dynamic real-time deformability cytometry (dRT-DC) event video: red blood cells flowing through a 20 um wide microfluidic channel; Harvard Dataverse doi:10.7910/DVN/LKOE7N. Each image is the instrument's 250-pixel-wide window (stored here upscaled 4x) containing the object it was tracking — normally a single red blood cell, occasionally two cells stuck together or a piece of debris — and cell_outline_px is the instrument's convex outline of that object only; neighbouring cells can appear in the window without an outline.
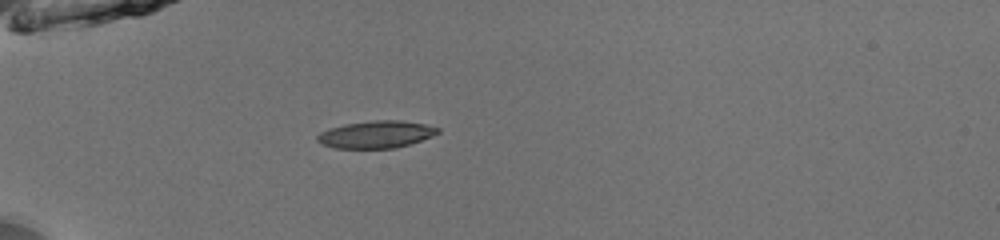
{"species": "common noctule bat (a hibernating species)", "species_latin": "Nyctalus noctula", "temperature_condition": "room temperature", "stored_images_in_passage": 36, "camera_frame_rate_fps": 3000, "um_per_image_px": 0.085, "animal": {"sex": "male", "body_mass_g": 13.0, "forearm_length_mm": 53.1}, "frame": {"image": 1, "passage_image": 1, "time_ms": 0.0, "image_size_px": [1000, 240], "cell_outline_px": [[440, 132], [432, 136], [396, 148], [332, 148], [316, 140], [316, 136], [320, 132], [328, 128], [344, 124], [372, 120], [400, 120], [424, 124], [440, 128]], "centroid_in_image_um": [31.94, 11.42], "position_along_channel_um": 53.1, "area_um2": 19.13}}
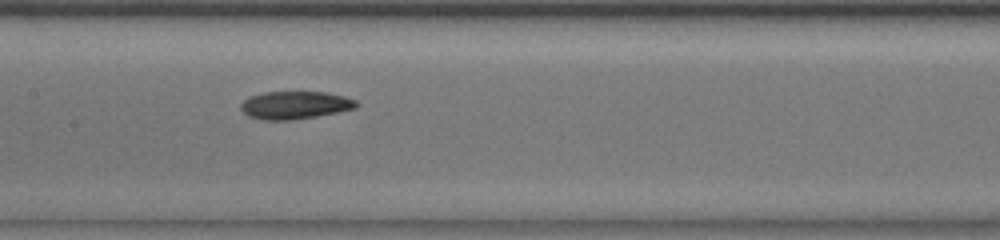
{"frame": {"image": 2, "passage_image": 12, "time_ms": 3.667, "image_size_px": [1000, 240], "cell_outline_px": [[360, 104], [356, 108], [316, 116], [288, 120], [264, 120], [248, 116], [240, 108], [240, 104], [248, 96], [264, 92], [328, 92], [344, 96], [356, 100]], "centroid_in_image_um": [25.07, 8.92], "position_along_channel_um": 182.3, "area_um2": 18.73}}
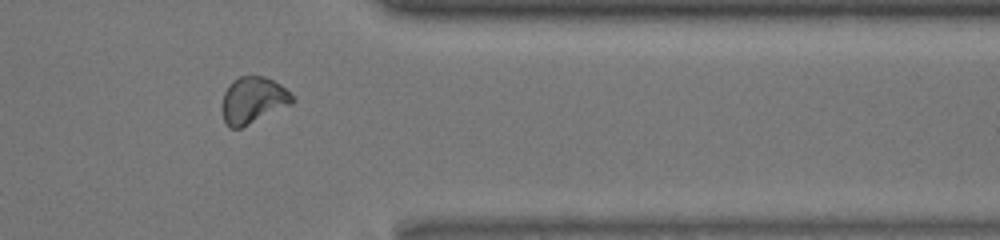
{"frame": {"image": 3, "passage_image": 28, "time_ms": 9.0, "image_size_px": [1000, 240], "cell_outline_px": [[296, 100], [292, 104], [240, 128], [228, 128], [224, 120], [220, 108], [224, 92], [232, 80], [240, 76], [264, 76], [280, 84]], "centroid_in_image_um": [21.47, 8.52], "position_along_channel_um": 389.9, "area_um2": 19.07}, "authors_computed_cell_mechanics": {"area_um2": 18.6116, "velocity_mm_per_s": 3.989, "shape_relaxation_time_tau1_ms": 10.5233, "shape_relaxation_time_tau2_ms": 3.4722, "deformation_change_tau1": 0.1613, "deformation_change_tau2": 0.0929}}